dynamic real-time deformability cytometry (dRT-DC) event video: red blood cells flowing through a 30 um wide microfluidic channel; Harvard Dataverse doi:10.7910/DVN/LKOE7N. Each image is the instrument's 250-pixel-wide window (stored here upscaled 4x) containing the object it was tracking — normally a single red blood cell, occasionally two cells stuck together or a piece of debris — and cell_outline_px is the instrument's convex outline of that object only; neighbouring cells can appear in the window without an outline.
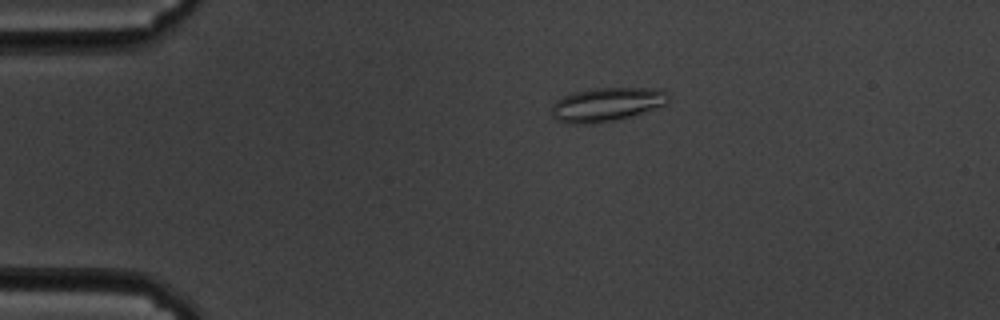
{"species": "common noctule bat (a hibernating species)", "species_latin": "Nyctalus noctula", "temperature_condition": "cold", "stored_images_in_passage": 59, "camera_frame_rate_fps": 3000, "um_per_image_px": 0.085, "animal": {"sex": "male", "body_mass_g": 19.5, "forearm_length_mm": 54.6}, "frame": {"image": 1, "passage_image": 12, "time_ms": 3.667, "image_size_px": [1000, 320], "cell_outline_px": [[668, 104], [628, 116], [612, 120], [592, 124], [572, 124], [556, 120], [552, 116], [552, 104], [556, 100], [572, 92], [592, 88], [660, 88], [668, 92]], "centroid_in_image_um": [51.55, 8.86], "position_along_channel_um": 33.5, "area_um2": 23.0}}
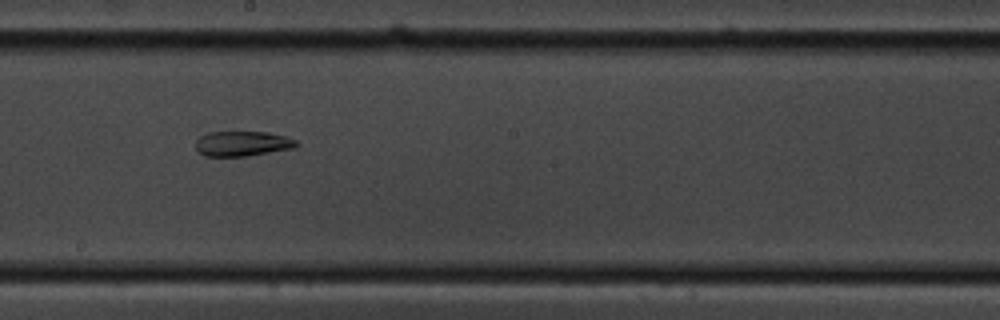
{"frame": {"image": 2, "passage_image": 33, "time_ms": 10.667, "image_size_px": [1000, 320], "cell_outline_px": [[300, 144], [292, 148], [248, 156], [204, 156], [196, 148], [196, 140], [200, 136], [208, 132], [268, 132], [284, 136], [296, 140]], "centroid_in_image_um": [20.59, 12.2], "position_along_channel_um": 227.6, "area_um2": 14.62}}
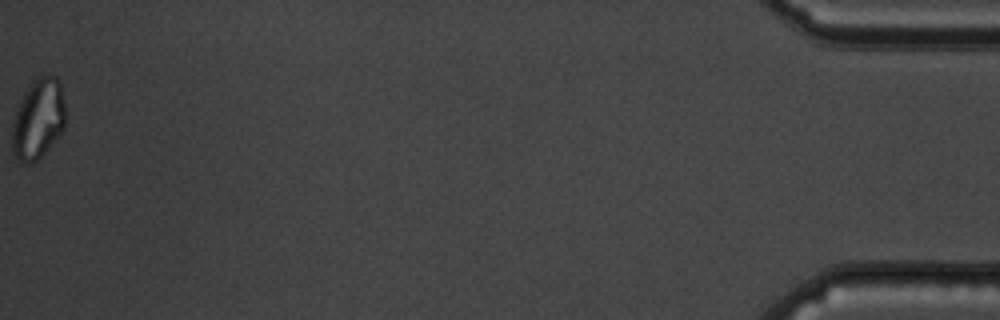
{"frame": {"image": 3, "passage_image": 59, "time_ms": 19.333, "image_size_px": [1000, 320], "cell_outline_px": [[68, 112], [64, 128], [44, 152], [32, 164], [24, 164], [12, 152], [12, 124], [16, 108], [28, 84], [36, 76], [56, 76], [60, 80]], "centroid_in_image_um": [3.27, 10.05], "position_along_channel_um": 431.9, "area_um2": 25.49}, "authors_computed_cell_mechanics": {"area_um2": 21.4438, "velocity_mm_per_s": 3.4411, "shape_relaxation_time_tau1_ms": null, "shape_relaxation_time_tau2_ms": 8.0882, "deformation_change_tau1": null, "deformation_change_tau2": 0.1397}}